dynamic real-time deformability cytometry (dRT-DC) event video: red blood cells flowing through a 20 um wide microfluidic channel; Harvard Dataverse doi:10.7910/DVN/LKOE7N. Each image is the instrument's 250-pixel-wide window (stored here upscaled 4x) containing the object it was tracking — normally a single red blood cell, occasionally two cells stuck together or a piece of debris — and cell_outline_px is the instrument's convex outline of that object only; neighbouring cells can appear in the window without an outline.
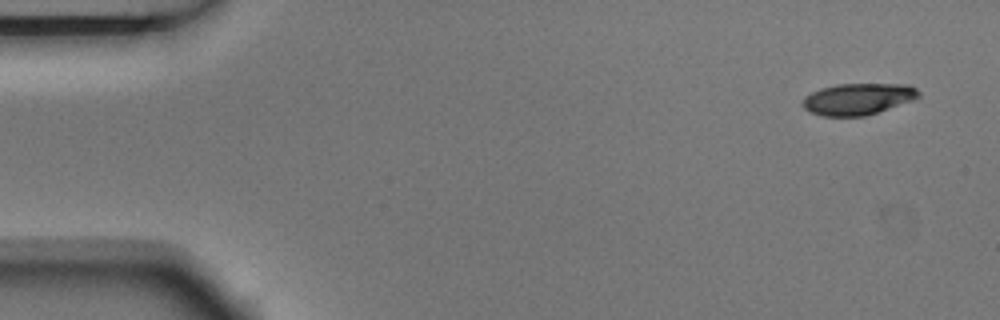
{"species": "Egyptian fruit bat (a non-hibernating species)", "species_latin": "Rousettus aegyptiacus", "temperature_condition": "room temperature", "stored_images_in_passage": 4, "segment_of_instrument_passage": [1, 2], "camera_frame_rate_fps": 3000, "um_per_image_px": 0.085, "animal": {"sex": "male"}, "frame": {"image": 1, "passage_image": 1, "time_ms": 0.0, "image_size_px": [1000, 320], "cell_outline_px": [[920, 96], [912, 100], [864, 116], [820, 116], [804, 108], [804, 96], [820, 88], [836, 84], [908, 84], [916, 88], [920, 92]], "centroid_in_image_um": [72.92, 8.4], "position_along_channel_um": 12.1, "area_um2": 21.1}}